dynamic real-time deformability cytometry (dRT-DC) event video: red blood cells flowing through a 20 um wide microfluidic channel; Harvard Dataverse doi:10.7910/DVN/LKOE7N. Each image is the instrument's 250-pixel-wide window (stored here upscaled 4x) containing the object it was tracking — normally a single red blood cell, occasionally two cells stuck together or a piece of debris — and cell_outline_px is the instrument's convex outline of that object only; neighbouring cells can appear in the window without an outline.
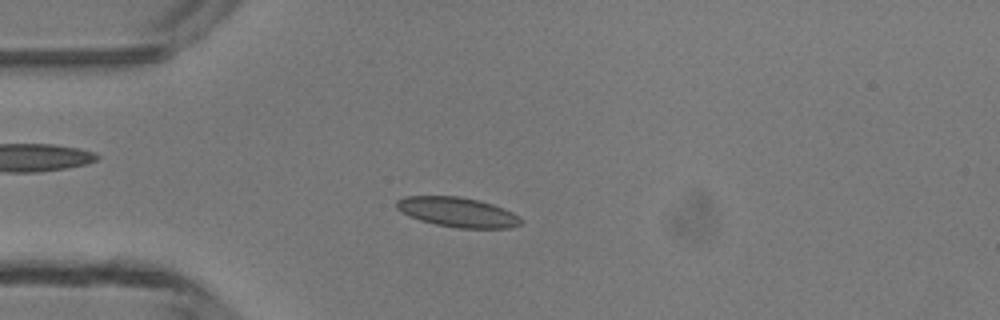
{"species": "common noctule bat (a hibernating species)", "species_latin": "Nyctalus noctula", "temperature_condition": "room temperature", "stored_images_in_passage": 2, "camera_frame_rate_fps": 3000, "um_per_image_px": 0.085, "animal": {"sex": "male", "body_mass_g": 13.3}, "frame": {"image": 1, "passage_image": 2, "time_ms": 1.0, "image_size_px": [1000, 320], "cell_outline_px": [[524, 220], [520, 224], [512, 228], [460, 228], [436, 224], [420, 220], [408, 216], [400, 212], [396, 208], [396, 200], [404, 196], [460, 196], [480, 200], [504, 208], [512, 212]], "centroid_in_image_um": [38.88, 18.02], "position_along_channel_um": 46.1, "area_um2": 21.73}}